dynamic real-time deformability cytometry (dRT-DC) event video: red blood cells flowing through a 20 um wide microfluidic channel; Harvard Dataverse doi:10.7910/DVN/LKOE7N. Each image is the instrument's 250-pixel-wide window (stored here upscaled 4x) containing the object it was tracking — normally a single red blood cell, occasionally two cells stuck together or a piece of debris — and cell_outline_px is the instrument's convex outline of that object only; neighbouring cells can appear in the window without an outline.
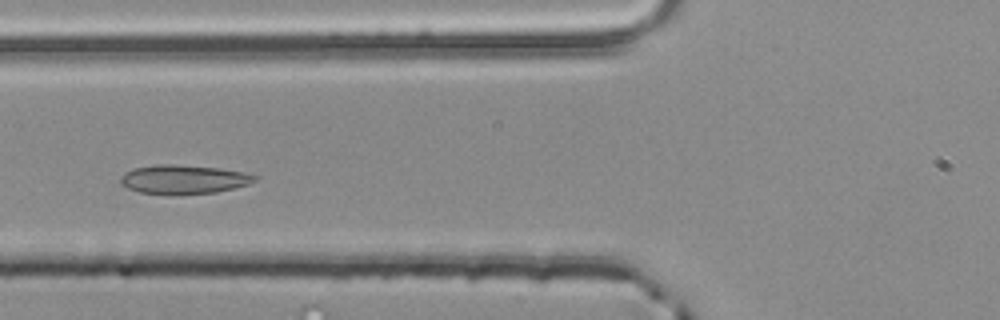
{"species": "common noctule bat (a hibernating species)", "species_latin": "Nyctalus noctula", "temperature_condition": "room temperature", "stored_images_in_passage": 4, "camera_frame_rate_fps": 3000, "um_per_image_px": 0.085, "animal": {"sex": "male", "body_mass_g": 20.4}, "frame": {"image": 1, "passage_image": 4, "time_ms": 1.0, "image_size_px": [1000, 320], "cell_outline_px": [[256, 180], [248, 184], [216, 192], [168, 196], [140, 192], [128, 188], [120, 184], [120, 176], [124, 172], [132, 168], [156, 164], [176, 164], [220, 168], [244, 172], [256, 176]], "centroid_in_image_um": [15.53, 15.25], "position_along_channel_um": 110.3, "area_um2": 23.06}}